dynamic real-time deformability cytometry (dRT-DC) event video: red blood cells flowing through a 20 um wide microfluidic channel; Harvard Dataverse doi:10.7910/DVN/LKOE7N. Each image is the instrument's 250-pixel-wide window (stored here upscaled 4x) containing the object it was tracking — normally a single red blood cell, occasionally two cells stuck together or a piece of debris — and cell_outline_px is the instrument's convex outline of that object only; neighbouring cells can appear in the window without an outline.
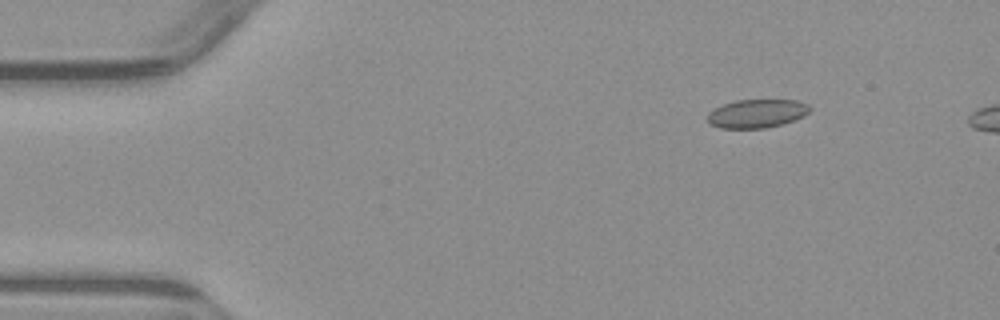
{"species": "common noctule bat (a hibernating species)", "species_latin": "Nyctalus noctula", "temperature_condition": "warm", "stored_images_in_passage": 5, "camera_frame_rate_fps": 3000, "um_per_image_px": 0.085, "animal": {"sex": "male", "body_mass_g": 23.1, "forearm_length_mm": 52.7}, "frame": {"image": 1, "passage_image": 2, "time_ms": 1.333, "image_size_px": [1000, 320], "cell_outline_px": [[812, 108], [804, 116], [784, 124], [764, 128], [720, 128], [712, 124], [708, 120], [708, 112], [724, 104], [736, 100], [796, 100], [808, 104]], "centroid_in_image_um": [64.37, 9.65], "position_along_channel_um": 20.6, "area_um2": 16.94}}